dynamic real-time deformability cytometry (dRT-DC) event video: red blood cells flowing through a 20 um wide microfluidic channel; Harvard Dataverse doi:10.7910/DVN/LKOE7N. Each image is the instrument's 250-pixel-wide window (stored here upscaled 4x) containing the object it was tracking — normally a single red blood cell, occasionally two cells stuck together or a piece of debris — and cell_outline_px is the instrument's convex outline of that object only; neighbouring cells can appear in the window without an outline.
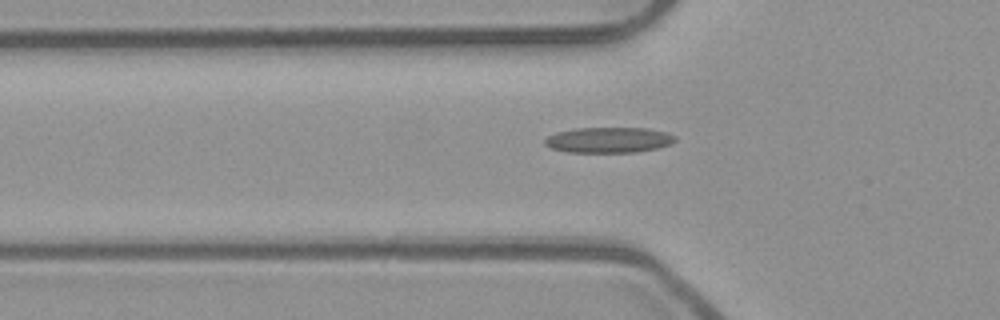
{"species": "common noctule bat (a hibernating species)", "species_latin": "Nyctalus noctula", "temperature_condition": "room temperature", "stored_images_in_passage": 31, "camera_frame_rate_fps": 3000, "um_per_image_px": 0.085, "animal": {"sex": "male", "body_mass_g": 23.1, "forearm_length_mm": 52.7}, "frame": {"image": 1, "passage_image": 3, "time_ms": 0.667, "image_size_px": [1000, 320], "cell_outline_px": [[676, 140], [672, 144], [656, 148], [636, 152], [568, 152], [552, 148], [544, 144], [544, 140], [548, 136], [556, 132], [576, 128], [648, 128], [668, 132], [676, 136]], "centroid_in_image_um": [51.77, 11.89], "position_along_channel_um": 74.0, "area_um2": 19.48}}
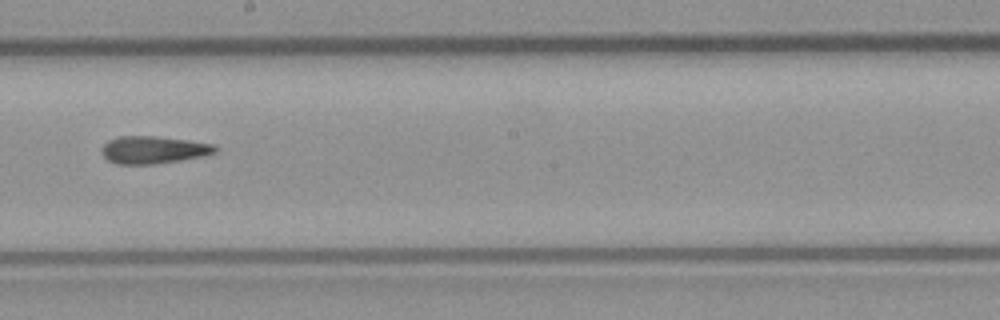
{"frame": {"image": 2, "passage_image": 15, "time_ms": 4.667, "image_size_px": [1000, 320], "cell_outline_px": [[216, 152], [204, 156], [156, 164], [116, 164], [108, 160], [100, 152], [104, 144], [108, 140], [120, 136], [156, 136], [212, 144], [216, 148]], "centroid_in_image_um": [12.99, 12.74], "position_along_channel_um": 235.2, "area_um2": 18.03}}
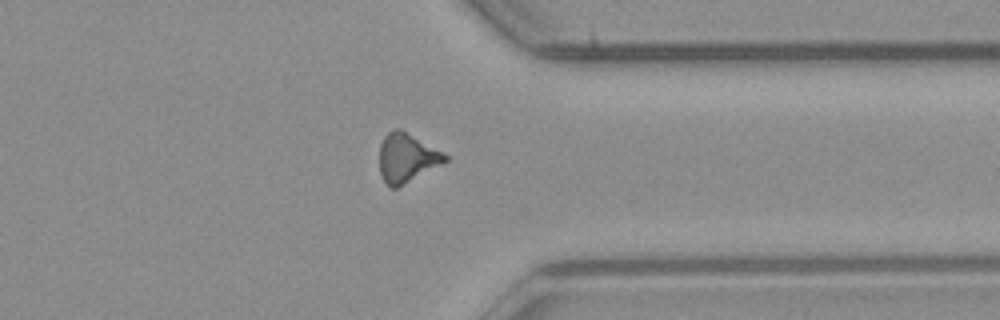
{"frame": {"image": 3, "passage_image": 26, "time_ms": 8.333, "image_size_px": [1000, 320], "cell_outline_px": [[448, 160], [396, 188], [388, 188], [380, 172], [380, 144], [384, 136], [388, 132], [396, 128], [400, 128], [448, 156]], "centroid_in_image_um": [34.53, 13.41], "position_along_channel_um": 376.9, "area_um2": 18.26}}